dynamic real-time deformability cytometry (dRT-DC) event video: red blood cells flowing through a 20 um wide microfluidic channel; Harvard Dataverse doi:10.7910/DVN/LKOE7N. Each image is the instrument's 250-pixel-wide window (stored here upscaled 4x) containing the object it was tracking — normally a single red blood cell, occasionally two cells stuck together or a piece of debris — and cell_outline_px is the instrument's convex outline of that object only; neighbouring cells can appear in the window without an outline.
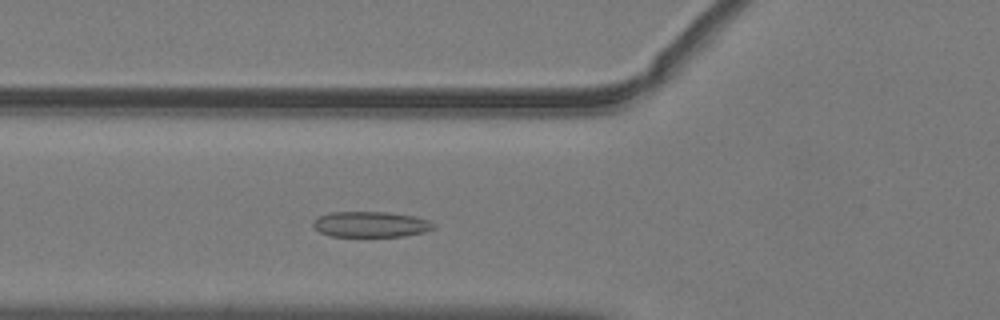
{"species": "common noctule bat (a hibernating species)", "species_latin": "Nyctalus noctula", "temperature_condition": "warm", "stored_images_in_passage": 42, "camera_frame_rate_fps": 3000, "um_per_image_px": 0.085, "animal": {"sex": "male", "body_mass_g": 19.2, "forearm_length_mm": 51.8}, "frame": {"image": 1, "passage_image": 10, "time_ms": 3.0, "image_size_px": [1000, 320], "cell_outline_px": [[436, 228], [424, 232], [404, 236], [328, 236], [320, 232], [312, 224], [320, 216], [328, 212], [388, 212], [412, 216], [428, 220], [436, 224]], "centroid_in_image_um": [31.54, 19.07], "position_along_channel_um": 94.3, "area_um2": 17.92}}
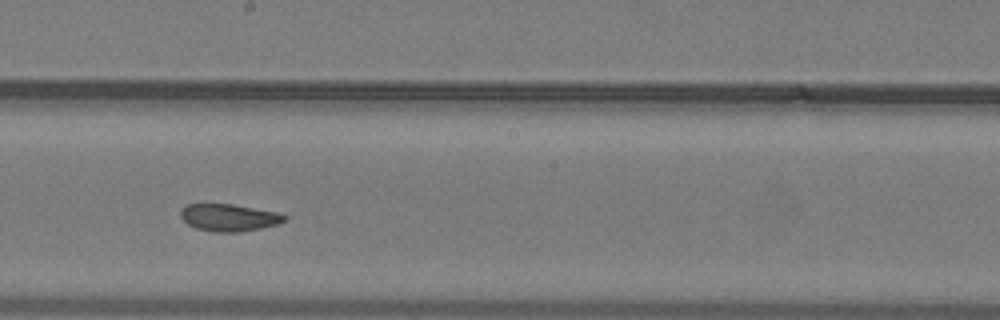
{"frame": {"image": 2, "passage_image": 20, "time_ms": 6.333, "image_size_px": [1000, 320], "cell_outline_px": [[288, 220], [276, 224], [260, 228], [240, 232], [212, 232], [196, 228], [188, 224], [180, 216], [180, 212], [188, 204], [204, 200], [232, 204], [280, 212], [288, 216]], "centroid_in_image_um": [19.45, 18.44], "position_along_channel_um": 228.8, "area_um2": 17.17}}
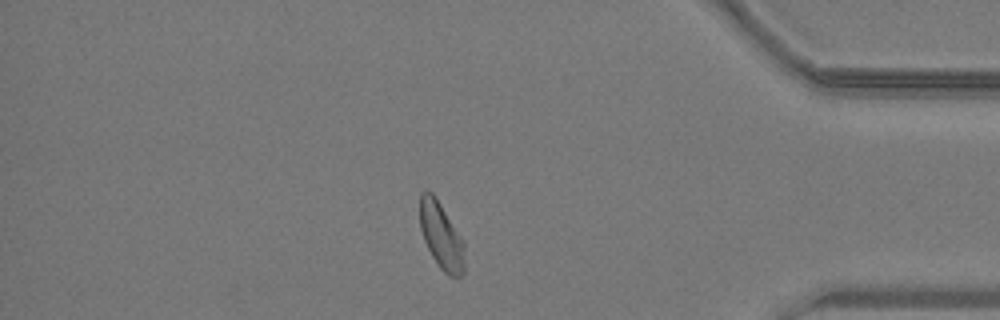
{"frame": {"image": 3, "passage_image": 35, "time_ms": 11.333, "image_size_px": [1000, 320], "cell_outline_px": [[464, 272], [460, 276], [448, 276], [440, 268], [432, 256], [424, 240], [420, 228], [420, 192], [432, 192], [436, 196], [460, 236], [464, 244]], "centroid_in_image_um": [37.5, 20.04], "position_along_channel_um": 397.7, "area_um2": 17.17}, "authors_computed_cell_mechanics": {"area_um2": 17.8024, "velocity_mm_per_s": 4.0214, "shape_relaxation_time_tau1_ms": 10.6823, "shape_relaxation_time_tau2_ms": 1.7597, "deformation_change_tau1": 0.1963, "deformation_change_tau2": 0.0696}}